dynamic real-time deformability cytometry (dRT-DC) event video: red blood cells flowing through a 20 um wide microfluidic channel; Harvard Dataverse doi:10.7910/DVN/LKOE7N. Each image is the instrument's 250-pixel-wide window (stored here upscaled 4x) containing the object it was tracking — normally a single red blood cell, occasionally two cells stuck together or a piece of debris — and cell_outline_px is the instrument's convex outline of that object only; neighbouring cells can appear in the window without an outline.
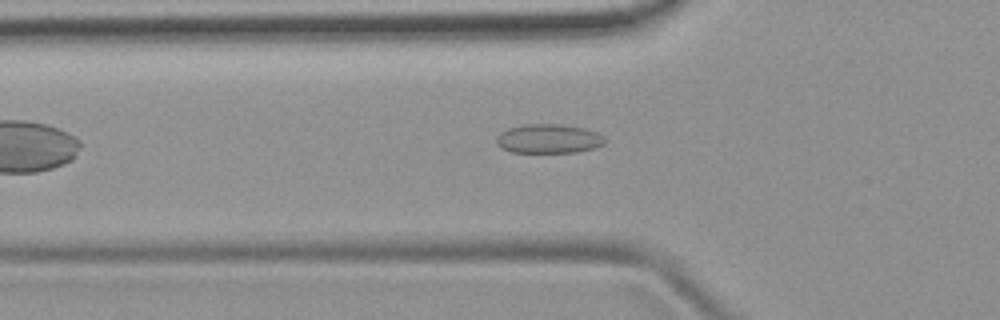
{"species": "common noctule bat (a hibernating species)", "species_latin": "Nyctalus noctula", "temperature_condition": "room temperature", "stored_images_in_passage": 41, "camera_frame_rate_fps": 3000, "um_per_image_px": 0.085, "animal": {"sex": "female", "body_mass_g": 19.9}, "frame": {"image": 1, "passage_image": 7, "time_ms": 2.0, "image_size_px": [1000, 320], "cell_outline_px": [[604, 144], [596, 148], [576, 152], [512, 152], [500, 148], [496, 144], [496, 136], [508, 128], [524, 124], [560, 124], [584, 128], [596, 132], [604, 136]], "centroid_in_image_um": [46.62, 11.79], "position_along_channel_um": 79.2, "area_um2": 18.5}}
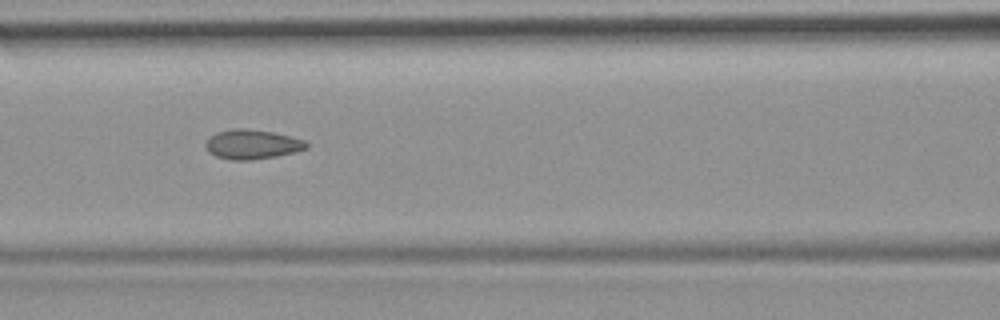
{"frame": {"image": 2, "passage_image": 12, "time_ms": 3.667, "image_size_px": [1000, 320], "cell_outline_px": [[308, 148], [296, 152], [276, 156], [252, 160], [232, 160], [216, 156], [208, 152], [204, 144], [216, 132], [236, 128], [244, 128], [272, 132], [304, 140], [308, 144]], "centroid_in_image_um": [21.43, 12.28], "position_along_channel_um": 145.2, "area_um2": 17.22}, "authors_computed_cell_mechanics": {"area_um2": 17.051, "velocity_mm_per_s": 3.9196, "shape_relaxation_time_tau1_ms": null, "shape_relaxation_time_tau2_ms": 1.6126, "deformation_change_tau1": null, "deformation_change_tau2": 0.0666}}